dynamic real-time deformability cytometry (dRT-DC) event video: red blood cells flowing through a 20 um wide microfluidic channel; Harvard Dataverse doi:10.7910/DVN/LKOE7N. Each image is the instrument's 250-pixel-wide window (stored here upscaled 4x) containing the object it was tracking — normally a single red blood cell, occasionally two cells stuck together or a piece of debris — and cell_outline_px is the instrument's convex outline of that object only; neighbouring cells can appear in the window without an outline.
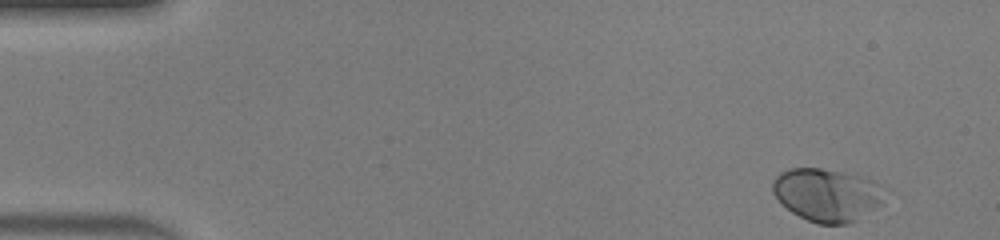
{"species": "human", "species_latin": "Homo sapiens", "temperature_condition": "warm", "stored_images_in_passage": 46, "camera_frame_rate_fps": 3000, "um_per_image_px": 0.085, "donor": {"sex": "male"}, "frame": {"image": 1, "passage_image": 1, "time_ms": 0.0, "image_size_px": [1000, 240], "cell_outline_px": [[896, 192], [884, 204], [856, 220], [848, 224], [816, 224], [792, 212], [780, 204], [772, 192], [772, 180], [780, 172], [788, 168], [820, 168], [856, 172], [892, 188]], "centroid_in_image_um": [70.47, 16.53], "position_along_channel_um": 14.5, "area_um2": 36.59}}
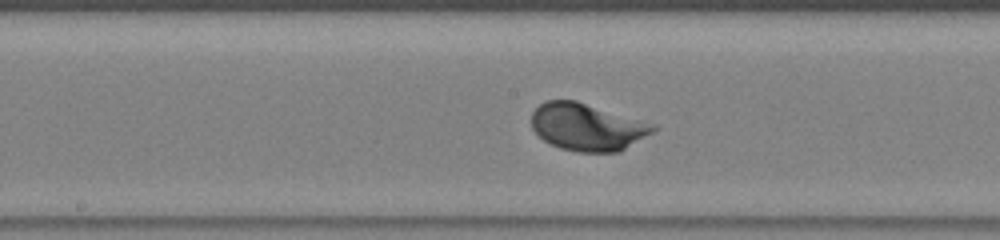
{"frame": {"image": 2, "passage_image": 23, "time_ms": 7.333, "image_size_px": [1000, 240], "cell_outline_px": [[660, 128], [620, 152], [576, 152], [560, 148], [544, 140], [532, 128], [532, 112], [540, 104], [548, 100], [576, 100], [656, 124]], "centroid_in_image_um": [49.96, 10.79], "position_along_channel_um": 198.2, "area_um2": 33.64}}
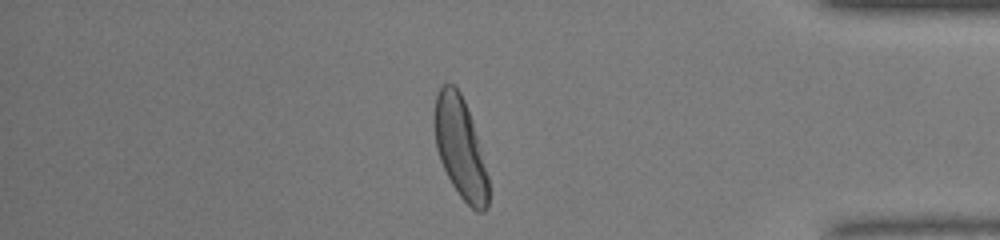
{"frame": {"image": 3, "passage_image": 39, "time_ms": 12.667, "image_size_px": [1000, 240], "cell_outline_px": [[488, 208], [484, 212], [476, 212], [460, 196], [452, 184], [440, 160], [436, 148], [436, 96], [440, 84], [448, 80], [460, 92], [464, 100], [472, 120], [488, 176]], "centroid_in_image_um": [39.14, 12.57], "position_along_channel_um": 396.1, "area_um2": 31.21}, "authors_computed_cell_mechanics": {"area_um2": 32.3391, "velocity_mm_per_s": 4.2521, "shape_relaxation_time_tau1_ms": 1.319, "shape_relaxation_time_tau2_ms": null, "deformation_change_tau1": 0.131, "deformation_change_tau2": null}}